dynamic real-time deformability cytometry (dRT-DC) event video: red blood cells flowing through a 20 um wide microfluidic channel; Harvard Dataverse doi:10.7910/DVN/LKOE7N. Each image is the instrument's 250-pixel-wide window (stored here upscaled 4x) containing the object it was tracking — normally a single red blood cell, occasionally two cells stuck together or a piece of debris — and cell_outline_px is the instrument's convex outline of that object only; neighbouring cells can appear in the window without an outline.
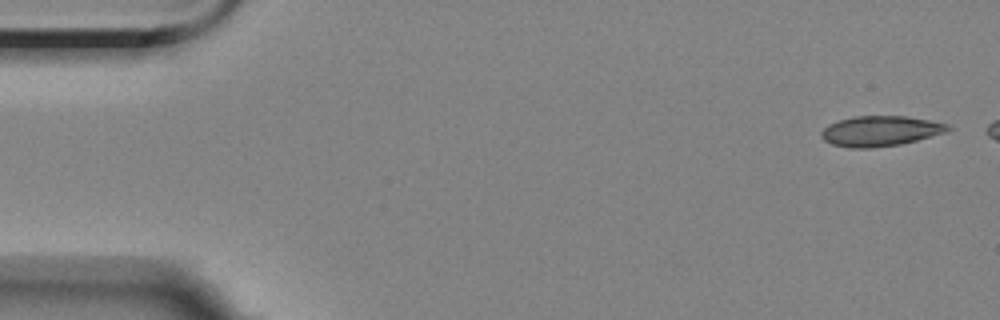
{"species": "Egyptian fruit bat (a non-hibernating species)", "species_latin": "Rousettus aegyptiacus", "temperature_condition": "room temperature", "stored_images_in_passage": 8, "segment_of_instrument_passage": [1, 2], "camera_frame_rate_fps": 3000, "um_per_image_px": 0.085, "animal": {"sex": "female"}, "frame": {"image": 1, "passage_image": 1, "time_ms": 0.0, "image_size_px": [1000, 320], "cell_outline_px": [[952, 128], [948, 132], [900, 144], [872, 148], [848, 148], [832, 144], [824, 140], [820, 136], [820, 132], [828, 124], [840, 120], [856, 116], [908, 116], [948, 124]], "centroid_in_image_um": [74.82, 11.14], "position_along_channel_um": 10.2, "area_um2": 22.37}}
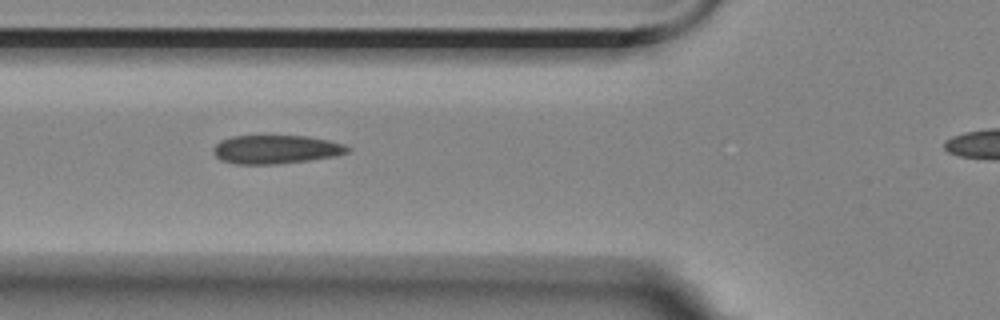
{"frame": {"image": 2, "passage_image": 6, "time_ms": 6.0, "image_size_px": [1000, 320], "cell_outline_px": [[352, 148], [348, 152], [336, 156], [308, 160], [276, 164], [232, 164], [220, 160], [212, 152], [212, 148], [220, 140], [232, 136], [308, 136], [328, 140], [344, 144]], "centroid_in_image_um": [23.43, 12.7], "position_along_channel_um": 102.4, "area_um2": 22.54}}
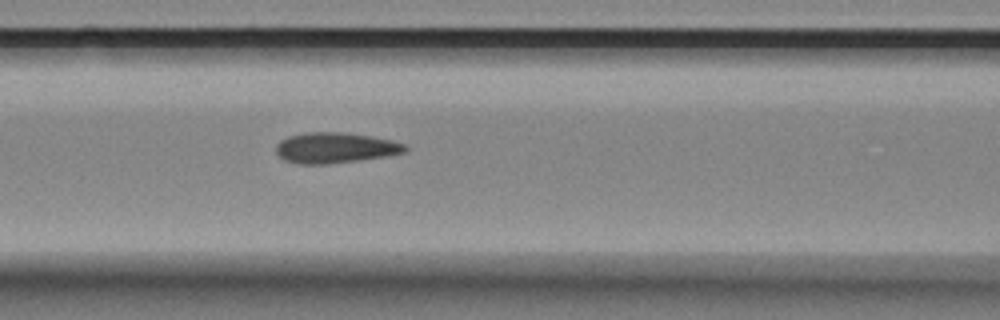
{"frame": {"image": 3, "passage_image": 7, "time_ms": 7.0, "image_size_px": [1000, 320], "cell_outline_px": [[408, 152], [388, 156], [360, 160], [328, 164], [296, 164], [284, 160], [276, 152], [276, 144], [280, 140], [288, 136], [308, 132], [344, 132], [372, 136], [392, 140], [404, 144], [408, 148]], "centroid_in_image_um": [28.51, 12.57], "position_along_channel_um": 138.1, "area_um2": 23.29}}